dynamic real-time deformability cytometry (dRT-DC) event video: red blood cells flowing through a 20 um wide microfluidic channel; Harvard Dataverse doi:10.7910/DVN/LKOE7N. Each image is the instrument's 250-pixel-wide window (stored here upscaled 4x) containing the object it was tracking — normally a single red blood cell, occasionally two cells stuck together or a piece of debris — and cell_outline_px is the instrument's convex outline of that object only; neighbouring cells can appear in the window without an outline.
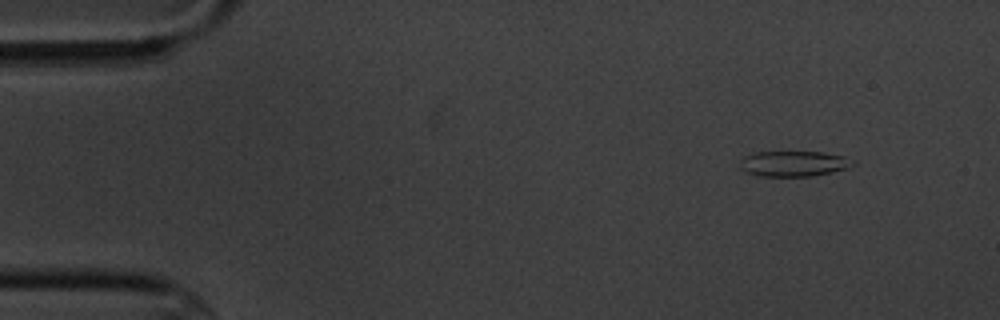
{"species": "common noctule bat (a hibernating species)", "species_latin": "Nyctalus noctula", "temperature_condition": "cold", "stored_images_in_passage": 5, "segment_of_instrument_passage": [1, 2], "camera_frame_rate_fps": 3000, "um_per_image_px": 0.085, "animal": {"sex": "male", "body_mass_g": 20.1, "forearm_length_mm": 53.5}, "frame": {"image": 1, "passage_image": 1, "time_ms": 0.0, "image_size_px": [1000, 320], "cell_outline_px": [[856, 164], [832, 172], [812, 176], [756, 176], [740, 168], [740, 160], [744, 156], [756, 152], [820, 152], [844, 156], [856, 160]], "centroid_in_image_um": [67.46, 13.91], "position_along_channel_um": 17.5, "area_um2": 16.76}}